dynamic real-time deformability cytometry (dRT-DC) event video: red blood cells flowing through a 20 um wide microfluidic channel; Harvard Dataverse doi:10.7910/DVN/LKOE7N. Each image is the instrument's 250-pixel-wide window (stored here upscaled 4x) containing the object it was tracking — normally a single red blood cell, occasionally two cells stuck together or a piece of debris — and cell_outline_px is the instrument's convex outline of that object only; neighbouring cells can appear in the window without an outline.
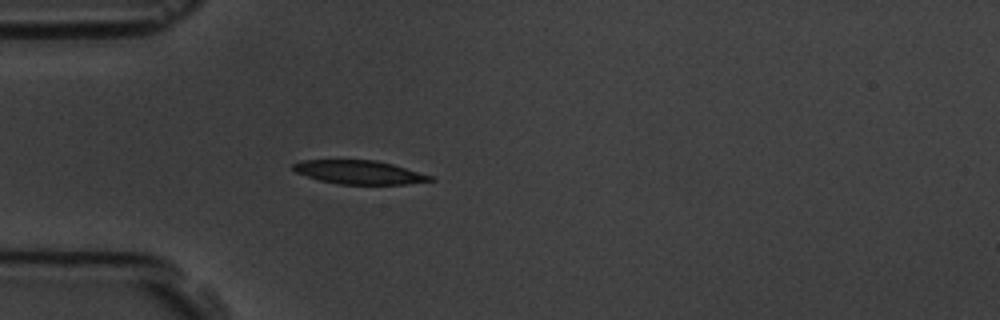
{"species": "common noctule bat (a hibernating species)", "species_latin": "Nyctalus noctula", "temperature_condition": "room temperature", "stored_images_in_passage": 4, "camera_frame_rate_fps": 3000, "um_per_image_px": 0.085, "animal": {"sex": "male", "body_mass_g": 19.5, "forearm_length_mm": 54.6}, "frame": {"image": 1, "passage_image": 4, "time_ms": 3.333, "image_size_px": [1000, 320], "cell_outline_px": [[436, 180], [408, 184], [336, 184], [320, 180], [296, 172], [292, 168], [292, 164], [300, 160], [376, 160], [392, 164], [432, 176]], "centroid_in_image_um": [30.53, 14.64], "position_along_channel_um": 54.5, "area_um2": 18.79}}